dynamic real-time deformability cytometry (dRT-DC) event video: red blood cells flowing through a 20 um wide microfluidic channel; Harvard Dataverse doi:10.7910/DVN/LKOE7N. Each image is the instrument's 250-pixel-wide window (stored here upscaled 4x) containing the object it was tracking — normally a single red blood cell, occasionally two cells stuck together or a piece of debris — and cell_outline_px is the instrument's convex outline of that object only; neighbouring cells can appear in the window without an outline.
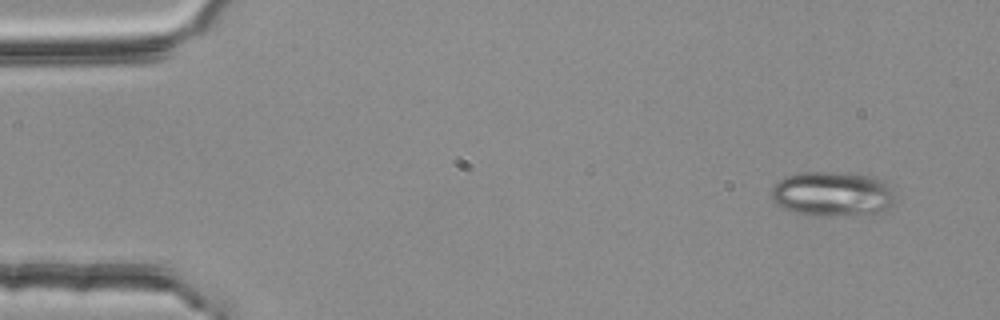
{"species": "common noctule bat (a hibernating species)", "species_latin": "Nyctalus noctula", "temperature_condition": "room temperature", "stored_images_in_passage": 3, "camera_frame_rate_fps": 3000, "um_per_image_px": 0.085, "animal": {"sex": "female", "body_mass_g": 25.1}, "frame": {"image": 1, "passage_image": 1, "time_ms": 0.0, "image_size_px": [1000, 320], "cell_outline_px": [[892, 204], [884, 212], [828, 216], [816, 216], [792, 212], [784, 208], [772, 200], [772, 184], [784, 176], [800, 172], [856, 172], [872, 176], [884, 180], [892, 188]], "centroid_in_image_um": [70.74, 16.46], "position_along_channel_um": 14.3, "area_um2": 32.77}}